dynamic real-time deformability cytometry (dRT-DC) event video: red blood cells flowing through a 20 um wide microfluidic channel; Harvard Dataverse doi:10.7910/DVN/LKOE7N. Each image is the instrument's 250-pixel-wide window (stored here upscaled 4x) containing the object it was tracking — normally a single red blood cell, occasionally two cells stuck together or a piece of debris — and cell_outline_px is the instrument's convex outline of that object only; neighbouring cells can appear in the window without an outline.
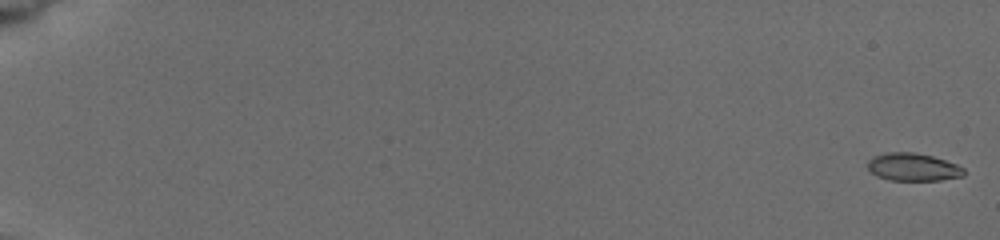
{"species": "common noctule bat (a hibernating species)", "species_latin": "Nyctalus noctula", "temperature_condition": "cold", "stored_images_in_passage": 19, "camera_frame_rate_fps": 3000, "um_per_image_px": 0.085, "animal": {"sex": "female", "body_mass_g": 19.5, "forearm_length_mm": 54.1}, "frame": {"image": 1, "passage_image": 1, "time_ms": 0.0, "image_size_px": [1000, 240], "cell_outline_px": [[964, 176], [940, 180], [888, 180], [876, 176], [868, 168], [868, 160], [872, 156], [888, 152], [912, 152], [932, 156], [956, 164], [964, 168]], "centroid_in_image_um": [77.59, 14.2], "position_along_channel_um": 7.4, "area_um2": 15.55}}
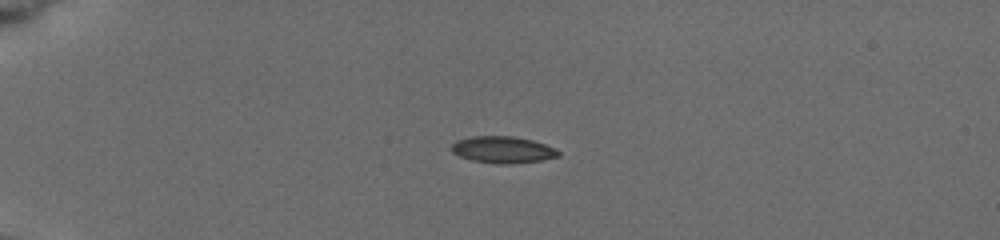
{"frame": {"image": 2, "passage_image": 11, "time_ms": 5.0, "image_size_px": [1000, 240], "cell_outline_px": [[560, 156], [540, 160], [508, 164], [496, 164], [472, 160], [460, 156], [452, 152], [448, 148], [456, 140], [472, 136], [512, 136], [532, 140], [556, 148], [560, 152]], "centroid_in_image_um": [42.71, 12.72], "position_along_channel_um": 42.3, "area_um2": 16.7}}
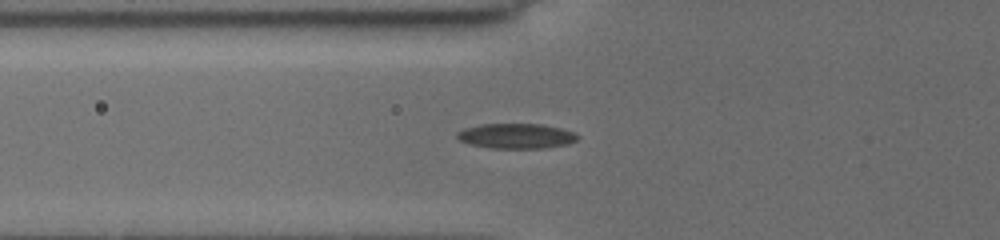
{"frame": {"image": 3, "passage_image": 16, "time_ms": 7.333, "image_size_px": [1000, 240], "cell_outline_px": [[580, 136], [576, 140], [568, 144], [544, 148], [488, 148], [468, 144], [456, 140], [456, 132], [464, 128], [480, 124], [540, 124], [560, 128], [572, 132]], "centroid_in_image_um": [43.81, 11.56], "position_along_channel_um": 82.0, "area_um2": 17.74}}